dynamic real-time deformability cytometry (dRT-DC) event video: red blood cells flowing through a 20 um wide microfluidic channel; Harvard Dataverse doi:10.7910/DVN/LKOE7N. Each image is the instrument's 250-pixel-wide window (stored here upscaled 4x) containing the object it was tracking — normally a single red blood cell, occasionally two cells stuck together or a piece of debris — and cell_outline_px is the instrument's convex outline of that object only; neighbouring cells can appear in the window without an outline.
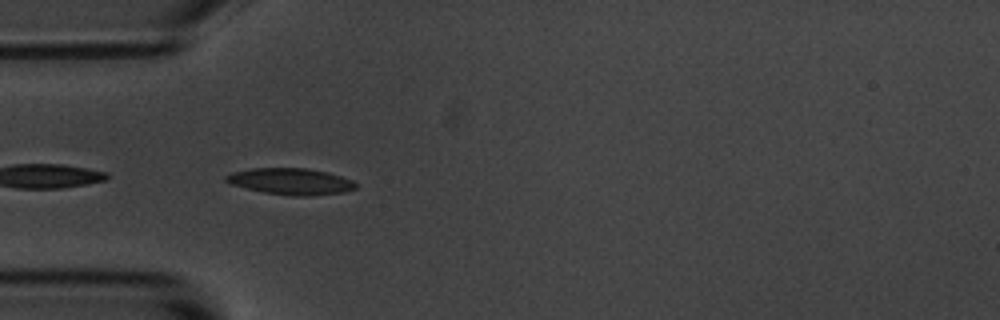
{"species": "common noctule bat (a hibernating species)", "species_latin": "Nyctalus noctula", "temperature_condition": "room temperature", "stored_images_in_passage": 4, "camera_frame_rate_fps": 3000, "um_per_image_px": 0.085, "animal": {"sex": "male", "body_mass_g": 20.1, "forearm_length_mm": 53.5}, "frame": {"image": 1, "passage_image": 3, "time_ms": 2.333, "image_size_px": [1000, 320], "cell_outline_px": [[356, 188], [344, 192], [312, 196], [292, 196], [264, 192], [232, 184], [224, 180], [224, 176], [232, 172], [252, 168], [304, 168], [328, 172], [352, 180], [356, 184]], "centroid_in_image_um": [24.72, 15.42], "position_along_channel_um": 60.3, "area_um2": 19.88}}